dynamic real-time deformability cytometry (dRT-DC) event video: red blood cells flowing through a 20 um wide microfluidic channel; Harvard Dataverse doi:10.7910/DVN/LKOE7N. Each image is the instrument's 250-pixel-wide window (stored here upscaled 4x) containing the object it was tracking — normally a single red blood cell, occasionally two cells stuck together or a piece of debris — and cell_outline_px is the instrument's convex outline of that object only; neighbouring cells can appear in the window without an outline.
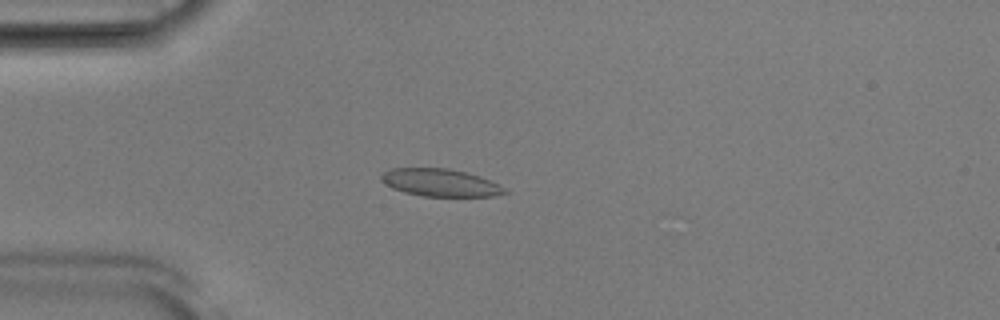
{"species": "Egyptian fruit bat (a non-hibernating species)", "species_latin": "Rousettus aegyptiacus", "temperature_condition": "room temperature", "stored_images_in_passage": 51, "camera_frame_rate_fps": 3000, "um_per_image_px": 0.085, "animal": {"sex": "male"}, "frame": {"image": 1, "passage_image": 13, "time_ms": 4.0, "image_size_px": [1000, 320], "cell_outline_px": [[508, 192], [496, 196], [424, 196], [404, 192], [392, 188], [384, 184], [380, 180], [380, 176], [384, 172], [392, 168], [448, 168], [480, 176], [504, 188]], "centroid_in_image_um": [37.37, 15.52], "position_along_channel_um": 47.6, "area_um2": 19.65}}
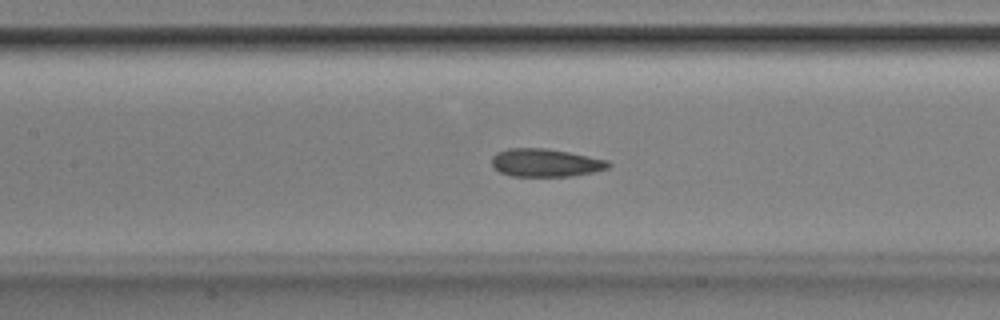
{"frame": {"image": 2, "passage_image": 23, "time_ms": 7.333, "image_size_px": [1000, 320], "cell_outline_px": [[612, 164], [608, 168], [592, 172], [572, 176], [512, 176], [500, 172], [492, 164], [492, 156], [496, 152], [508, 148], [544, 148], [568, 152], [608, 160]], "centroid_in_image_um": [46.36, 13.83], "position_along_channel_um": 161.0, "area_um2": 18.96}}
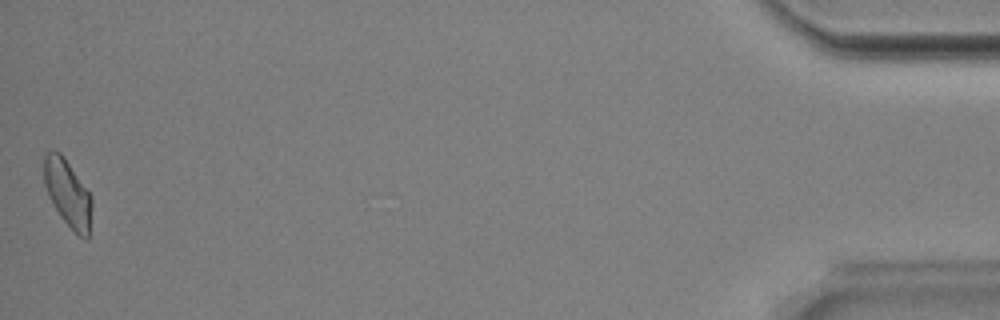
{"frame": {"image": 3, "passage_image": 51, "time_ms": 16.667, "image_size_px": [1000, 320], "cell_outline_px": [[92, 204], [88, 240], [84, 240], [60, 216], [44, 184], [44, 156], [48, 152], [60, 152], [64, 156], [92, 196]], "centroid_in_image_um": [5.79, 16.42], "position_along_channel_um": 429.4, "area_um2": 18.32}, "authors_computed_cell_mechanics": {"area_um2": 19.2474, "velocity_mm_per_s": 3.8807, "shape_relaxation_time_tau1_ms": 8.9887, "shape_relaxation_time_tau2_ms": 2.4584, "deformation_change_tau1": 0.1555, "deformation_change_tau2": 0.0716}}